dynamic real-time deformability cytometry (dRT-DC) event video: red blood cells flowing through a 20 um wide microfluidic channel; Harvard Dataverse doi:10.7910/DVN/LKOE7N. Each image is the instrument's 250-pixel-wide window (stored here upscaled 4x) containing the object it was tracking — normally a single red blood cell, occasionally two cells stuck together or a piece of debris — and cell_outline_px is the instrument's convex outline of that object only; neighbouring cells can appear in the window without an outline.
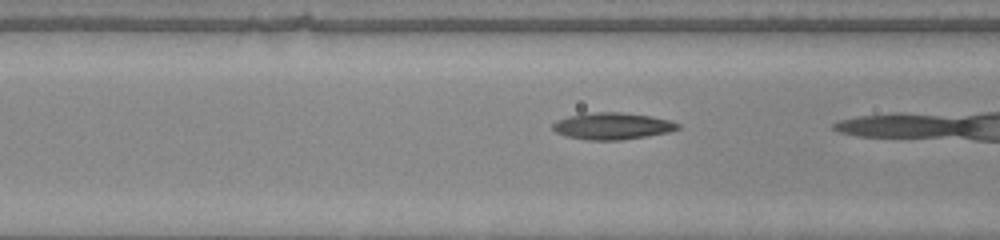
{"species": "common noctule bat (a hibernating species)", "species_latin": "Nyctalus noctula", "temperature_condition": "warm", "stored_images_in_passage": 26, "camera_frame_rate_fps": 3000, "um_per_image_px": 0.085, "animal": {"sex": "male", "body_mass_g": 20.0, "forearm_length_mm": 53.3}, "frame": {"image": 1, "passage_image": 18, "time_ms": 5.667, "image_size_px": [1000, 240], "cell_outline_px": [[680, 128], [668, 132], [648, 136], [620, 140], [584, 140], [564, 136], [556, 132], [552, 128], [552, 124], [556, 120], [568, 116], [584, 112], [620, 112], [652, 116], [668, 120], [680, 124]], "centroid_in_image_um": [52.0, 10.71], "position_along_channel_um": 114.6, "area_um2": 19.77}}
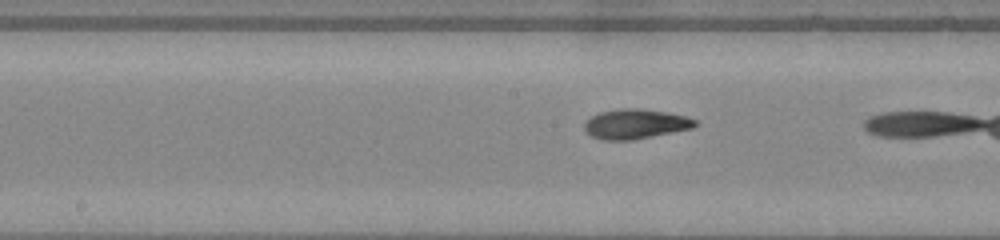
{"frame": {"image": 2, "passage_image": 24, "time_ms": 7.667, "image_size_px": [1000, 240], "cell_outline_px": [[700, 124], [692, 128], [632, 140], [600, 140], [584, 132], [584, 120], [600, 112], [620, 108], [644, 108], [668, 112], [684, 116], [696, 120]], "centroid_in_image_um": [53.98, 10.53], "position_along_channel_um": 194.2, "area_um2": 19.42}}